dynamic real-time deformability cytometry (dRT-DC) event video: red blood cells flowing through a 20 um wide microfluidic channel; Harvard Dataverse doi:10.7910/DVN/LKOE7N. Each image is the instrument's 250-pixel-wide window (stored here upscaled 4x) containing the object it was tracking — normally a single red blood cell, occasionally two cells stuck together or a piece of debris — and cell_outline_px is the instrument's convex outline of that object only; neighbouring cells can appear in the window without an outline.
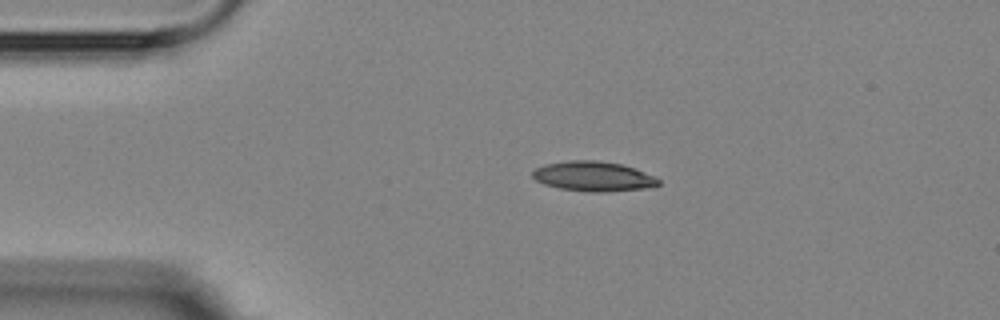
{"species": "Egyptian fruit bat (a non-hibernating species)", "species_latin": "Rousettus aegyptiacus", "temperature_condition": "room temperature", "stored_images_in_passage": 2, "camera_frame_rate_fps": 3000, "um_per_image_px": 0.085, "animal": {"sex": "female"}, "frame": {"image": 1, "passage_image": 1, "time_ms": 0.0, "image_size_px": [1000, 320], "cell_outline_px": [[660, 184], [656, 188], [600, 192], [588, 192], [560, 188], [544, 184], [536, 180], [532, 176], [532, 172], [536, 168], [544, 164], [568, 160], [596, 160], [620, 164], [656, 176], [660, 180]], "centroid_in_image_um": [50.47, 15.0], "position_along_channel_um": 34.5, "area_um2": 22.08}}